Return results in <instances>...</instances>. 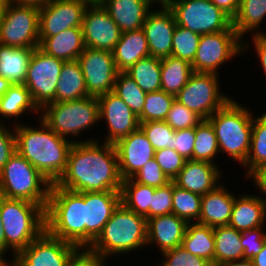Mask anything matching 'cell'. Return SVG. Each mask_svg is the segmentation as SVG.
Here are the masks:
<instances>
[{"label":"cell","instance_id":"cell-1","mask_svg":"<svg viewBox=\"0 0 266 266\" xmlns=\"http://www.w3.org/2000/svg\"><path fill=\"white\" fill-rule=\"evenodd\" d=\"M101 142L93 136L78 138L70 149L66 170L55 184L75 192L121 191L115 146Z\"/></svg>","mask_w":266,"mask_h":266},{"label":"cell","instance_id":"cell-2","mask_svg":"<svg viewBox=\"0 0 266 266\" xmlns=\"http://www.w3.org/2000/svg\"><path fill=\"white\" fill-rule=\"evenodd\" d=\"M37 120V128L23 123L14 125L16 151L53 184L65 172L70 149L77 140L58 136L43 121Z\"/></svg>","mask_w":266,"mask_h":266},{"label":"cell","instance_id":"cell-3","mask_svg":"<svg viewBox=\"0 0 266 266\" xmlns=\"http://www.w3.org/2000/svg\"><path fill=\"white\" fill-rule=\"evenodd\" d=\"M84 192L51 184L45 209L46 231L53 237L86 247Z\"/></svg>","mask_w":266,"mask_h":266},{"label":"cell","instance_id":"cell-4","mask_svg":"<svg viewBox=\"0 0 266 266\" xmlns=\"http://www.w3.org/2000/svg\"><path fill=\"white\" fill-rule=\"evenodd\" d=\"M147 247V220L122 203L115 209L90 249L106 260Z\"/></svg>","mask_w":266,"mask_h":266},{"label":"cell","instance_id":"cell-5","mask_svg":"<svg viewBox=\"0 0 266 266\" xmlns=\"http://www.w3.org/2000/svg\"><path fill=\"white\" fill-rule=\"evenodd\" d=\"M254 113L231 98L207 119L215 131L220 153L241 166L250 151Z\"/></svg>","mask_w":266,"mask_h":266},{"label":"cell","instance_id":"cell-6","mask_svg":"<svg viewBox=\"0 0 266 266\" xmlns=\"http://www.w3.org/2000/svg\"><path fill=\"white\" fill-rule=\"evenodd\" d=\"M0 214L6 245L16 255L46 230L45 208L21 199L0 196Z\"/></svg>","mask_w":266,"mask_h":266},{"label":"cell","instance_id":"cell-7","mask_svg":"<svg viewBox=\"0 0 266 266\" xmlns=\"http://www.w3.org/2000/svg\"><path fill=\"white\" fill-rule=\"evenodd\" d=\"M38 116L58 136L69 140L71 136L78 138L83 131L100 124L97 97L90 96L68 102H51L40 109Z\"/></svg>","mask_w":266,"mask_h":266},{"label":"cell","instance_id":"cell-8","mask_svg":"<svg viewBox=\"0 0 266 266\" xmlns=\"http://www.w3.org/2000/svg\"><path fill=\"white\" fill-rule=\"evenodd\" d=\"M51 183L17 151L0 172V196L48 204Z\"/></svg>","mask_w":266,"mask_h":266},{"label":"cell","instance_id":"cell-9","mask_svg":"<svg viewBox=\"0 0 266 266\" xmlns=\"http://www.w3.org/2000/svg\"><path fill=\"white\" fill-rule=\"evenodd\" d=\"M168 8L176 25L200 35L228 30L232 19L210 0H172Z\"/></svg>","mask_w":266,"mask_h":266},{"label":"cell","instance_id":"cell-10","mask_svg":"<svg viewBox=\"0 0 266 266\" xmlns=\"http://www.w3.org/2000/svg\"><path fill=\"white\" fill-rule=\"evenodd\" d=\"M219 80L215 73L193 72L175 100L208 119L231 99L228 94L224 95Z\"/></svg>","mask_w":266,"mask_h":266},{"label":"cell","instance_id":"cell-11","mask_svg":"<svg viewBox=\"0 0 266 266\" xmlns=\"http://www.w3.org/2000/svg\"><path fill=\"white\" fill-rule=\"evenodd\" d=\"M39 10L9 2L0 21V44L15 48L39 47Z\"/></svg>","mask_w":266,"mask_h":266},{"label":"cell","instance_id":"cell-12","mask_svg":"<svg viewBox=\"0 0 266 266\" xmlns=\"http://www.w3.org/2000/svg\"><path fill=\"white\" fill-rule=\"evenodd\" d=\"M242 54V39L233 26L228 30L201 35L195 58L194 72L219 74L223 64Z\"/></svg>","mask_w":266,"mask_h":266},{"label":"cell","instance_id":"cell-13","mask_svg":"<svg viewBox=\"0 0 266 266\" xmlns=\"http://www.w3.org/2000/svg\"><path fill=\"white\" fill-rule=\"evenodd\" d=\"M64 61L48 55L39 47L30 57L24 85L39 109L56 102V87Z\"/></svg>","mask_w":266,"mask_h":266},{"label":"cell","instance_id":"cell-14","mask_svg":"<svg viewBox=\"0 0 266 266\" xmlns=\"http://www.w3.org/2000/svg\"><path fill=\"white\" fill-rule=\"evenodd\" d=\"M77 60L90 97L98 98L113 91L119 71L112 52L85 47Z\"/></svg>","mask_w":266,"mask_h":266},{"label":"cell","instance_id":"cell-15","mask_svg":"<svg viewBox=\"0 0 266 266\" xmlns=\"http://www.w3.org/2000/svg\"><path fill=\"white\" fill-rule=\"evenodd\" d=\"M89 0H49L39 10V44L47 37L81 28Z\"/></svg>","mask_w":266,"mask_h":266},{"label":"cell","instance_id":"cell-16","mask_svg":"<svg viewBox=\"0 0 266 266\" xmlns=\"http://www.w3.org/2000/svg\"><path fill=\"white\" fill-rule=\"evenodd\" d=\"M77 248L72 243L53 237L45 230L16 255L10 266H66Z\"/></svg>","mask_w":266,"mask_h":266},{"label":"cell","instance_id":"cell-17","mask_svg":"<svg viewBox=\"0 0 266 266\" xmlns=\"http://www.w3.org/2000/svg\"><path fill=\"white\" fill-rule=\"evenodd\" d=\"M85 47L112 52L121 37V30L99 1L89 2L82 20Z\"/></svg>","mask_w":266,"mask_h":266},{"label":"cell","instance_id":"cell-18","mask_svg":"<svg viewBox=\"0 0 266 266\" xmlns=\"http://www.w3.org/2000/svg\"><path fill=\"white\" fill-rule=\"evenodd\" d=\"M99 105V121H106L108 132L105 143L115 144L140 127L138 116L124 101L113 92L97 98ZM103 119V120H102Z\"/></svg>","mask_w":266,"mask_h":266},{"label":"cell","instance_id":"cell-19","mask_svg":"<svg viewBox=\"0 0 266 266\" xmlns=\"http://www.w3.org/2000/svg\"><path fill=\"white\" fill-rule=\"evenodd\" d=\"M114 146L122 180L134 176L148 161L155 157V150L140 127L118 140Z\"/></svg>","mask_w":266,"mask_h":266},{"label":"cell","instance_id":"cell-20","mask_svg":"<svg viewBox=\"0 0 266 266\" xmlns=\"http://www.w3.org/2000/svg\"><path fill=\"white\" fill-rule=\"evenodd\" d=\"M152 9L146 16L142 26L144 30L150 56L165 58L171 56L173 33L176 20L168 6Z\"/></svg>","mask_w":266,"mask_h":266},{"label":"cell","instance_id":"cell-21","mask_svg":"<svg viewBox=\"0 0 266 266\" xmlns=\"http://www.w3.org/2000/svg\"><path fill=\"white\" fill-rule=\"evenodd\" d=\"M86 247L96 240L121 203L120 191L84 192Z\"/></svg>","mask_w":266,"mask_h":266},{"label":"cell","instance_id":"cell-22","mask_svg":"<svg viewBox=\"0 0 266 266\" xmlns=\"http://www.w3.org/2000/svg\"><path fill=\"white\" fill-rule=\"evenodd\" d=\"M221 177L223 174L218 164L190 159L185 161L173 182L182 189L202 196L221 184Z\"/></svg>","mask_w":266,"mask_h":266},{"label":"cell","instance_id":"cell-23","mask_svg":"<svg viewBox=\"0 0 266 266\" xmlns=\"http://www.w3.org/2000/svg\"><path fill=\"white\" fill-rule=\"evenodd\" d=\"M188 222L173 213L147 220V247L157 246L163 253L181 246Z\"/></svg>","mask_w":266,"mask_h":266},{"label":"cell","instance_id":"cell-24","mask_svg":"<svg viewBox=\"0 0 266 266\" xmlns=\"http://www.w3.org/2000/svg\"><path fill=\"white\" fill-rule=\"evenodd\" d=\"M225 183L201 196V213L197 223L209 227L228 225L231 219L235 195Z\"/></svg>","mask_w":266,"mask_h":266},{"label":"cell","instance_id":"cell-25","mask_svg":"<svg viewBox=\"0 0 266 266\" xmlns=\"http://www.w3.org/2000/svg\"><path fill=\"white\" fill-rule=\"evenodd\" d=\"M99 2L122 33L141 29L153 7L148 0H99Z\"/></svg>","mask_w":266,"mask_h":266},{"label":"cell","instance_id":"cell-26","mask_svg":"<svg viewBox=\"0 0 266 266\" xmlns=\"http://www.w3.org/2000/svg\"><path fill=\"white\" fill-rule=\"evenodd\" d=\"M228 225L241 232L264 227L266 204L253 193L237 195Z\"/></svg>","mask_w":266,"mask_h":266},{"label":"cell","instance_id":"cell-27","mask_svg":"<svg viewBox=\"0 0 266 266\" xmlns=\"http://www.w3.org/2000/svg\"><path fill=\"white\" fill-rule=\"evenodd\" d=\"M112 54L119 72L127 71L138 60L150 56L144 30L141 28L121 33Z\"/></svg>","mask_w":266,"mask_h":266},{"label":"cell","instance_id":"cell-28","mask_svg":"<svg viewBox=\"0 0 266 266\" xmlns=\"http://www.w3.org/2000/svg\"><path fill=\"white\" fill-rule=\"evenodd\" d=\"M39 48L63 61L77 60L84 51L82 28H69L59 34L45 38Z\"/></svg>","mask_w":266,"mask_h":266},{"label":"cell","instance_id":"cell-29","mask_svg":"<svg viewBox=\"0 0 266 266\" xmlns=\"http://www.w3.org/2000/svg\"><path fill=\"white\" fill-rule=\"evenodd\" d=\"M264 19H266V0H240L238 13L232 19V26L242 39V53L251 47L243 37L249 32H252L250 35L261 34L260 27Z\"/></svg>","mask_w":266,"mask_h":266},{"label":"cell","instance_id":"cell-30","mask_svg":"<svg viewBox=\"0 0 266 266\" xmlns=\"http://www.w3.org/2000/svg\"><path fill=\"white\" fill-rule=\"evenodd\" d=\"M27 113H33L36 116L40 114V109L34 103L24 84H12L0 99V124H5L7 122L5 120L9 121L10 118L15 120L11 122V127L15 124L18 125L17 120Z\"/></svg>","mask_w":266,"mask_h":266},{"label":"cell","instance_id":"cell-31","mask_svg":"<svg viewBox=\"0 0 266 266\" xmlns=\"http://www.w3.org/2000/svg\"><path fill=\"white\" fill-rule=\"evenodd\" d=\"M88 96L78 60L64 61L56 87V102L79 100Z\"/></svg>","mask_w":266,"mask_h":266},{"label":"cell","instance_id":"cell-32","mask_svg":"<svg viewBox=\"0 0 266 266\" xmlns=\"http://www.w3.org/2000/svg\"><path fill=\"white\" fill-rule=\"evenodd\" d=\"M34 49L36 48H15L0 44V76L11 84H23Z\"/></svg>","mask_w":266,"mask_h":266},{"label":"cell","instance_id":"cell-33","mask_svg":"<svg viewBox=\"0 0 266 266\" xmlns=\"http://www.w3.org/2000/svg\"><path fill=\"white\" fill-rule=\"evenodd\" d=\"M213 232L215 239L214 265L244 259L241 231L224 225L213 227Z\"/></svg>","mask_w":266,"mask_h":266},{"label":"cell","instance_id":"cell-34","mask_svg":"<svg viewBox=\"0 0 266 266\" xmlns=\"http://www.w3.org/2000/svg\"><path fill=\"white\" fill-rule=\"evenodd\" d=\"M182 247L193 255L214 264L215 239L213 227L197 222L188 223Z\"/></svg>","mask_w":266,"mask_h":266},{"label":"cell","instance_id":"cell-35","mask_svg":"<svg viewBox=\"0 0 266 266\" xmlns=\"http://www.w3.org/2000/svg\"><path fill=\"white\" fill-rule=\"evenodd\" d=\"M193 72L191 63L186 60L173 56L161 58V90L176 96Z\"/></svg>","mask_w":266,"mask_h":266},{"label":"cell","instance_id":"cell-36","mask_svg":"<svg viewBox=\"0 0 266 266\" xmlns=\"http://www.w3.org/2000/svg\"><path fill=\"white\" fill-rule=\"evenodd\" d=\"M155 188L135 182L132 178L122 180L121 203L136 214L150 219V205Z\"/></svg>","mask_w":266,"mask_h":266},{"label":"cell","instance_id":"cell-37","mask_svg":"<svg viewBox=\"0 0 266 266\" xmlns=\"http://www.w3.org/2000/svg\"><path fill=\"white\" fill-rule=\"evenodd\" d=\"M125 73L146 93L161 90V59L148 56L138 60Z\"/></svg>","mask_w":266,"mask_h":266},{"label":"cell","instance_id":"cell-38","mask_svg":"<svg viewBox=\"0 0 266 266\" xmlns=\"http://www.w3.org/2000/svg\"><path fill=\"white\" fill-rule=\"evenodd\" d=\"M254 117L250 151L242 167L247 168L246 176L258 167L266 165V111Z\"/></svg>","mask_w":266,"mask_h":266},{"label":"cell","instance_id":"cell-39","mask_svg":"<svg viewBox=\"0 0 266 266\" xmlns=\"http://www.w3.org/2000/svg\"><path fill=\"white\" fill-rule=\"evenodd\" d=\"M195 138L193 160L217 164L215 161L219 158L217 156L220 155V151L215 131L207 119H203L195 127Z\"/></svg>","mask_w":266,"mask_h":266},{"label":"cell","instance_id":"cell-40","mask_svg":"<svg viewBox=\"0 0 266 266\" xmlns=\"http://www.w3.org/2000/svg\"><path fill=\"white\" fill-rule=\"evenodd\" d=\"M172 213L188 223L198 222L201 213V195L182 189L173 182Z\"/></svg>","mask_w":266,"mask_h":266},{"label":"cell","instance_id":"cell-41","mask_svg":"<svg viewBox=\"0 0 266 266\" xmlns=\"http://www.w3.org/2000/svg\"><path fill=\"white\" fill-rule=\"evenodd\" d=\"M112 92L120 97L137 116L141 114L146 92L125 72L118 73Z\"/></svg>","mask_w":266,"mask_h":266},{"label":"cell","instance_id":"cell-42","mask_svg":"<svg viewBox=\"0 0 266 266\" xmlns=\"http://www.w3.org/2000/svg\"><path fill=\"white\" fill-rule=\"evenodd\" d=\"M174 101L175 96L165 91L147 92L139 123L164 121Z\"/></svg>","mask_w":266,"mask_h":266},{"label":"cell","instance_id":"cell-43","mask_svg":"<svg viewBox=\"0 0 266 266\" xmlns=\"http://www.w3.org/2000/svg\"><path fill=\"white\" fill-rule=\"evenodd\" d=\"M201 35L176 25L173 33L171 56L193 62Z\"/></svg>","mask_w":266,"mask_h":266},{"label":"cell","instance_id":"cell-44","mask_svg":"<svg viewBox=\"0 0 266 266\" xmlns=\"http://www.w3.org/2000/svg\"><path fill=\"white\" fill-rule=\"evenodd\" d=\"M140 128L146 134L155 151L173 149L175 131L165 121H149L140 123Z\"/></svg>","mask_w":266,"mask_h":266},{"label":"cell","instance_id":"cell-45","mask_svg":"<svg viewBox=\"0 0 266 266\" xmlns=\"http://www.w3.org/2000/svg\"><path fill=\"white\" fill-rule=\"evenodd\" d=\"M203 118L175 100L167 113L165 122L174 130L196 127Z\"/></svg>","mask_w":266,"mask_h":266},{"label":"cell","instance_id":"cell-46","mask_svg":"<svg viewBox=\"0 0 266 266\" xmlns=\"http://www.w3.org/2000/svg\"><path fill=\"white\" fill-rule=\"evenodd\" d=\"M161 255L163 260L156 261L158 265L160 264L159 266H208L210 264L205 259L188 252L182 245L165 251Z\"/></svg>","mask_w":266,"mask_h":266},{"label":"cell","instance_id":"cell-47","mask_svg":"<svg viewBox=\"0 0 266 266\" xmlns=\"http://www.w3.org/2000/svg\"><path fill=\"white\" fill-rule=\"evenodd\" d=\"M135 182L148 185L154 188L162 187L171 180L162 171L155 158L148 161L134 176L131 177Z\"/></svg>","mask_w":266,"mask_h":266},{"label":"cell","instance_id":"cell-48","mask_svg":"<svg viewBox=\"0 0 266 266\" xmlns=\"http://www.w3.org/2000/svg\"><path fill=\"white\" fill-rule=\"evenodd\" d=\"M154 158L171 181L178 175L186 161L175 149L170 148L155 151Z\"/></svg>","mask_w":266,"mask_h":266},{"label":"cell","instance_id":"cell-49","mask_svg":"<svg viewBox=\"0 0 266 266\" xmlns=\"http://www.w3.org/2000/svg\"><path fill=\"white\" fill-rule=\"evenodd\" d=\"M173 181L165 186L155 188L151 205L150 218L172 213Z\"/></svg>","mask_w":266,"mask_h":266},{"label":"cell","instance_id":"cell-50","mask_svg":"<svg viewBox=\"0 0 266 266\" xmlns=\"http://www.w3.org/2000/svg\"><path fill=\"white\" fill-rule=\"evenodd\" d=\"M265 232L264 228L259 227L241 233V245L244 249V259L251 260L262 250L263 244L266 241Z\"/></svg>","mask_w":266,"mask_h":266},{"label":"cell","instance_id":"cell-51","mask_svg":"<svg viewBox=\"0 0 266 266\" xmlns=\"http://www.w3.org/2000/svg\"><path fill=\"white\" fill-rule=\"evenodd\" d=\"M195 139V127L177 130L173 137V149H175L185 160H193Z\"/></svg>","mask_w":266,"mask_h":266},{"label":"cell","instance_id":"cell-52","mask_svg":"<svg viewBox=\"0 0 266 266\" xmlns=\"http://www.w3.org/2000/svg\"><path fill=\"white\" fill-rule=\"evenodd\" d=\"M106 259L89 247H79L69 257L66 266H108Z\"/></svg>","mask_w":266,"mask_h":266},{"label":"cell","instance_id":"cell-53","mask_svg":"<svg viewBox=\"0 0 266 266\" xmlns=\"http://www.w3.org/2000/svg\"><path fill=\"white\" fill-rule=\"evenodd\" d=\"M8 125V123L6 125L0 124V172L10 157L16 152L14 125L12 129Z\"/></svg>","mask_w":266,"mask_h":266},{"label":"cell","instance_id":"cell-54","mask_svg":"<svg viewBox=\"0 0 266 266\" xmlns=\"http://www.w3.org/2000/svg\"><path fill=\"white\" fill-rule=\"evenodd\" d=\"M246 179H250L252 183L256 186L259 192H262L258 197L266 204V165L253 169L247 176ZM263 195V197H262Z\"/></svg>","mask_w":266,"mask_h":266},{"label":"cell","instance_id":"cell-55","mask_svg":"<svg viewBox=\"0 0 266 266\" xmlns=\"http://www.w3.org/2000/svg\"><path fill=\"white\" fill-rule=\"evenodd\" d=\"M251 44L254 45L253 50L259 61L261 62L260 67L263 68V73L266 76V38L262 34L252 35Z\"/></svg>","mask_w":266,"mask_h":266},{"label":"cell","instance_id":"cell-56","mask_svg":"<svg viewBox=\"0 0 266 266\" xmlns=\"http://www.w3.org/2000/svg\"><path fill=\"white\" fill-rule=\"evenodd\" d=\"M218 8H220L225 14L233 19L239 10L240 0H210Z\"/></svg>","mask_w":266,"mask_h":266},{"label":"cell","instance_id":"cell-57","mask_svg":"<svg viewBox=\"0 0 266 266\" xmlns=\"http://www.w3.org/2000/svg\"><path fill=\"white\" fill-rule=\"evenodd\" d=\"M1 214H0V261L5 265L9 266V260L6 258L7 252L11 251L13 252L7 245H6V240H5V235L4 231L1 227L2 222H1ZM8 260V261H7Z\"/></svg>","mask_w":266,"mask_h":266},{"label":"cell","instance_id":"cell-58","mask_svg":"<svg viewBox=\"0 0 266 266\" xmlns=\"http://www.w3.org/2000/svg\"><path fill=\"white\" fill-rule=\"evenodd\" d=\"M251 260L254 266H266V241L263 244L262 250Z\"/></svg>","mask_w":266,"mask_h":266},{"label":"cell","instance_id":"cell-59","mask_svg":"<svg viewBox=\"0 0 266 266\" xmlns=\"http://www.w3.org/2000/svg\"><path fill=\"white\" fill-rule=\"evenodd\" d=\"M48 1L49 0H10V2L17 4V5H33L37 7H42Z\"/></svg>","mask_w":266,"mask_h":266},{"label":"cell","instance_id":"cell-60","mask_svg":"<svg viewBox=\"0 0 266 266\" xmlns=\"http://www.w3.org/2000/svg\"><path fill=\"white\" fill-rule=\"evenodd\" d=\"M215 266H254L252 260L243 259L236 261H228Z\"/></svg>","mask_w":266,"mask_h":266},{"label":"cell","instance_id":"cell-61","mask_svg":"<svg viewBox=\"0 0 266 266\" xmlns=\"http://www.w3.org/2000/svg\"><path fill=\"white\" fill-rule=\"evenodd\" d=\"M12 84L5 78L0 76V99Z\"/></svg>","mask_w":266,"mask_h":266},{"label":"cell","instance_id":"cell-62","mask_svg":"<svg viewBox=\"0 0 266 266\" xmlns=\"http://www.w3.org/2000/svg\"><path fill=\"white\" fill-rule=\"evenodd\" d=\"M10 0H0V21L2 20L3 14L6 11V7Z\"/></svg>","mask_w":266,"mask_h":266},{"label":"cell","instance_id":"cell-63","mask_svg":"<svg viewBox=\"0 0 266 266\" xmlns=\"http://www.w3.org/2000/svg\"><path fill=\"white\" fill-rule=\"evenodd\" d=\"M172 0H153V4H154V6L156 5V4H159L158 5V7L159 6H167L170 2H171Z\"/></svg>","mask_w":266,"mask_h":266},{"label":"cell","instance_id":"cell-64","mask_svg":"<svg viewBox=\"0 0 266 266\" xmlns=\"http://www.w3.org/2000/svg\"><path fill=\"white\" fill-rule=\"evenodd\" d=\"M261 34L266 38V31H264L263 29L261 30Z\"/></svg>","mask_w":266,"mask_h":266}]
</instances>
